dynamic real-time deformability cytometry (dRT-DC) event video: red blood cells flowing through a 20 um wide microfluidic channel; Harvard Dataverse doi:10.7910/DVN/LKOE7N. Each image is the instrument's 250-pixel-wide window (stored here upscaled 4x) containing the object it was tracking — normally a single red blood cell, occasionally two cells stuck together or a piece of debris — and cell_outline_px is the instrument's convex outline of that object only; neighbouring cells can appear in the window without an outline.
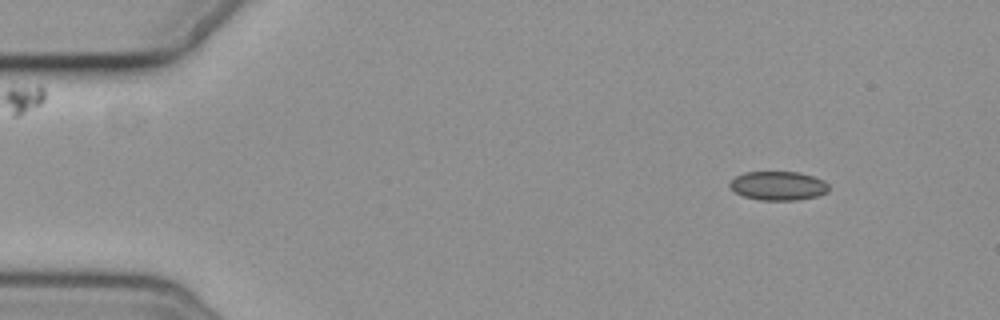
{"species": "common noctule bat (a hibernating species)", "species_latin": "Nyctalus noctula", "temperature_condition": "cold", "stored_images_in_passage": 4, "camera_frame_rate_fps": 3000, "um_per_image_px": 0.085, "animal": {"sex": "female", "body_mass_g": 19.3, "forearm_length_mm": 54.1}, "frame": {"image": 1, "passage_image": 2, "time_ms": 1.0, "image_size_px": [1000, 320], "cell_outline_px": [[828, 192], [816, 196], [796, 200], [760, 200], [744, 196], [736, 192], [728, 184], [736, 176], [744, 172], [800, 172], [824, 180], [828, 184]], "centroid_in_image_um": [66.16, 15.78], "position_along_channel_um": 18.8, "area_um2": 16.59}}